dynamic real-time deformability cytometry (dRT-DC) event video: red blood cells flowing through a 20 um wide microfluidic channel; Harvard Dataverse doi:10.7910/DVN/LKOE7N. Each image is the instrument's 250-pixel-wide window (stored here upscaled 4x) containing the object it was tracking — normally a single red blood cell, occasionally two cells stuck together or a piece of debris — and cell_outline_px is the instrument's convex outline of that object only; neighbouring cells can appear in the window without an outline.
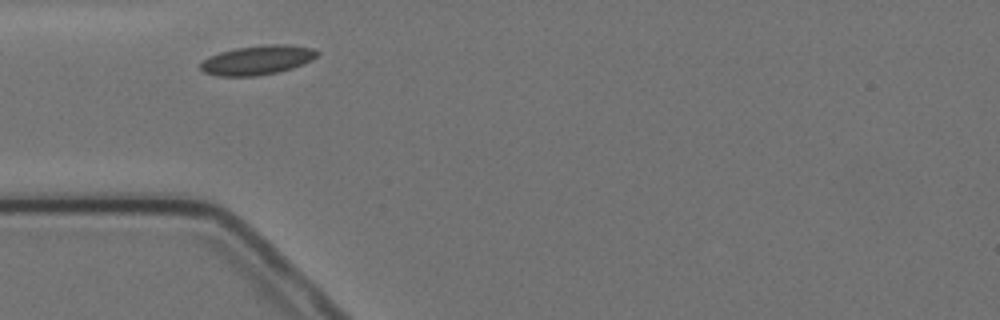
{"species": "Egyptian fruit bat (a non-hibernating species)", "species_latin": "Rousettus aegyptiacus", "temperature_condition": "cold", "stored_images_in_passage": 4, "camera_frame_rate_fps": 3000, "um_per_image_px": 0.085, "animal": {"sex": "female"}, "frame": {"image": 1, "passage_image": 1, "time_ms": 0.0, "image_size_px": [1000, 320], "cell_outline_px": [[320, 52], [312, 60], [304, 64], [292, 68], [276, 72], [256, 76], [216, 76], [204, 72], [200, 68], [200, 64], [208, 56], [220, 52], [236, 48], [268, 44], [288, 44], [312, 48]], "centroid_in_image_um": [21.88, 5.1], "position_along_channel_um": 63.1, "area_um2": 19.94}}
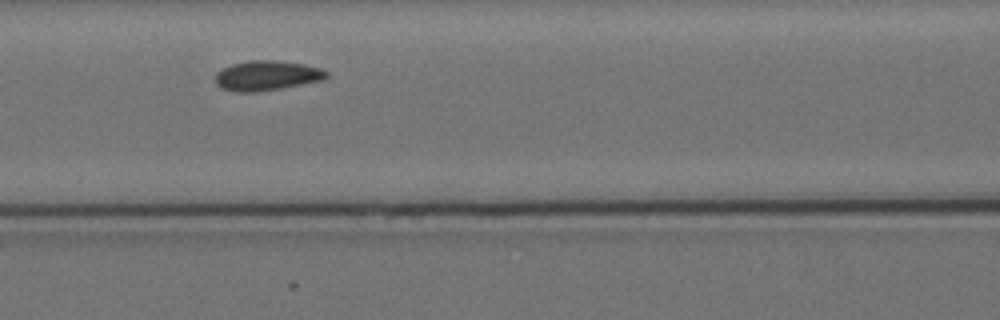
{"frame": {"image": 2, "passage_image": 3, "time_ms": 2.333, "image_size_px": [1000, 320], "cell_outline_px": [[328, 76], [324, 80], [280, 88], [256, 92], [236, 92], [220, 88], [216, 84], [216, 72], [232, 64], [248, 60], [276, 60], [304, 64], [320, 68], [328, 72]], "centroid_in_image_um": [22.67, 6.42], "position_along_channel_um": 143.9, "area_um2": 19.36}}
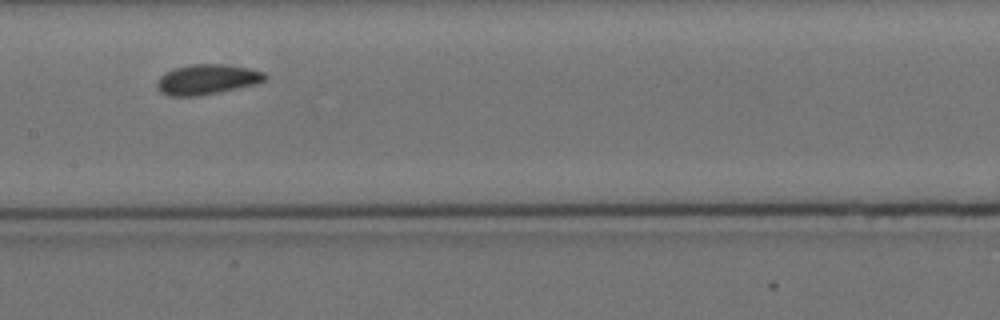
{"frame": {"image": 3, "passage_image": 4, "time_ms": 3.667, "image_size_px": [1000, 320], "cell_outline_px": [[268, 80], [256, 84], [196, 96], [168, 96], [160, 92], [156, 88], [156, 84], [160, 76], [164, 72], [176, 68], [192, 64], [220, 64], [248, 68], [264, 72], [268, 76]], "centroid_in_image_um": [17.58, 6.75], "position_along_channel_um": 189.8, "area_um2": 18.9}}